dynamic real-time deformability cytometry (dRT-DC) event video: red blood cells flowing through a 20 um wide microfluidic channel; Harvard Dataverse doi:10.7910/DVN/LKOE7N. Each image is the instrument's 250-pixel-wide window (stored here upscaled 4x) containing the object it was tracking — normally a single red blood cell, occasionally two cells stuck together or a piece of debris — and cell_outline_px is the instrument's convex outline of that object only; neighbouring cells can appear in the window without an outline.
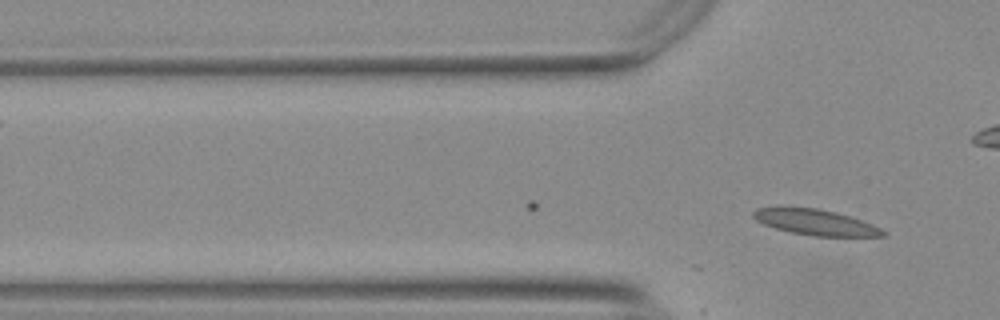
{"species": "Egyptian fruit bat (a non-hibernating species)", "species_latin": "Rousettus aegyptiacus", "temperature_condition": "warm", "stored_images_in_passage": 2, "camera_frame_rate_fps": 3000, "um_per_image_px": 0.085, "animal": {"sex": "female"}, "frame": {"image": 1, "passage_image": 2, "time_ms": 0.333, "image_size_px": [1000, 320], "cell_outline_px": [[888, 236], [812, 236], [792, 232], [776, 228], [764, 224], [756, 220], [752, 216], [752, 212], [756, 208], [780, 204], [816, 208], [836, 212], [872, 224], [888, 232]], "centroid_in_image_um": [69.23, 18.85], "position_along_channel_um": 56.6, "area_um2": 19.94}}